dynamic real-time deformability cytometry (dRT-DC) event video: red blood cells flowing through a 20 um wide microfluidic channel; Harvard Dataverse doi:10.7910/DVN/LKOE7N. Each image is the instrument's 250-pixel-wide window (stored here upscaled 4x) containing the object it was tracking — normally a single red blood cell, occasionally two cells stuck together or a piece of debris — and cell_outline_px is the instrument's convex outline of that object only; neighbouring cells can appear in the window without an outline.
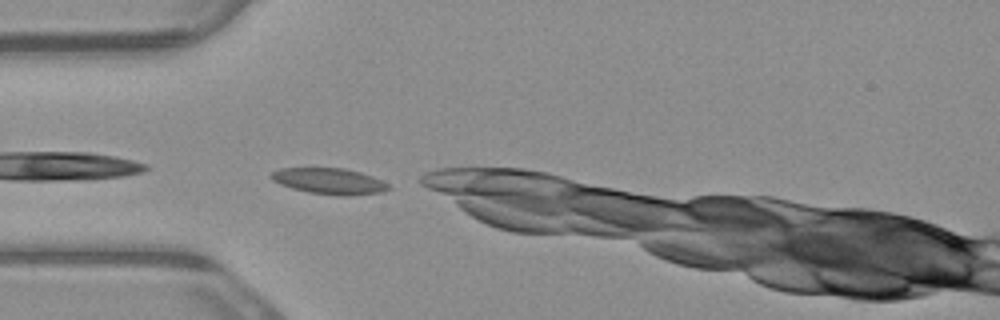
{"species": "common noctule bat (a hibernating species)", "species_latin": "Nyctalus noctula", "temperature_condition": "warm", "stored_images_in_passage": 1, "camera_frame_rate_fps": 3000, "um_per_image_px": 0.085, "animal": {"sex": "male", "body_mass_g": 23.1, "forearm_length_mm": 52.7}, "frame": {"image": 1, "passage_image": 1, "time_ms": 0.0, "image_size_px": [1000, 320], "cell_outline_px": [[392, 188], [384, 192], [348, 196], [340, 196], [308, 192], [292, 188], [280, 184], [272, 180], [268, 176], [272, 172], [280, 168], [344, 168], [360, 172], [372, 176], [388, 184]], "centroid_in_image_um": [27.99, 15.4], "position_along_channel_um": 57.0, "area_um2": 17.92}}